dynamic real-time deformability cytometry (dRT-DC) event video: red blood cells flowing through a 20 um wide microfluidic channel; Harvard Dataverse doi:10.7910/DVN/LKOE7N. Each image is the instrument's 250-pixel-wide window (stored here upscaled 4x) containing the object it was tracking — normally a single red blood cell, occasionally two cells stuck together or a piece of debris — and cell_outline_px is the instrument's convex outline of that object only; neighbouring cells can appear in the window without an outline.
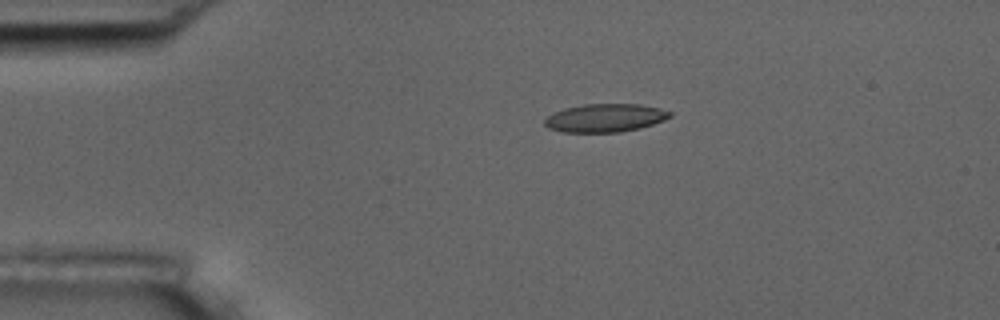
{"species": "common noctule bat (a hibernating species)", "species_latin": "Nyctalus noctula", "temperature_condition": "room temperature", "stored_images_in_passage": 4, "camera_frame_rate_fps": 3000, "um_per_image_px": 0.085, "animal": {"sex": "male", "body_mass_g": 17.5, "forearm_length_mm": 52.3}, "frame": {"image": 1, "passage_image": 3, "time_ms": 3.0, "image_size_px": [1000, 320], "cell_outline_px": [[672, 116], [664, 120], [640, 128], [620, 132], [564, 132], [548, 128], [544, 124], [544, 120], [552, 112], [564, 108], [584, 104], [640, 104], [660, 108], [672, 112]], "centroid_in_image_um": [51.43, 10.02], "position_along_channel_um": 33.6, "area_um2": 20.69}}